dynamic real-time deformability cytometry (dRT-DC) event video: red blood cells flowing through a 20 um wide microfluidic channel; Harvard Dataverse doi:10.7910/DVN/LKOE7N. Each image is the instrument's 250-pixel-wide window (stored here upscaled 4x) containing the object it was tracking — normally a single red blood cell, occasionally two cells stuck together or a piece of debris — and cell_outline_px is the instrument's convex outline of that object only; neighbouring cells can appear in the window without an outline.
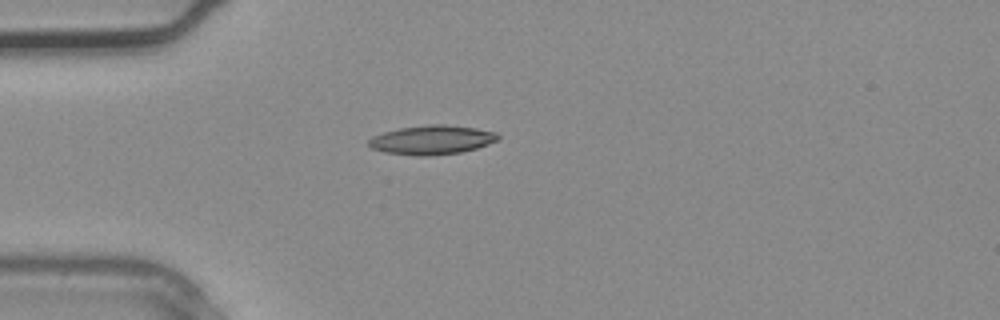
{"species": "common noctule bat (a hibernating species)", "species_latin": "Nyctalus noctula", "temperature_condition": "warm", "stored_images_in_passage": 1, "camera_frame_rate_fps": 3000, "um_per_image_px": 0.085, "animal": {"sex": "male", "body_mass_g": 20.4}, "frame": {"image": 1, "passage_image": 1, "time_ms": 0.0, "image_size_px": [1000, 320], "cell_outline_px": [[500, 140], [476, 148], [460, 152], [428, 156], [416, 156], [384, 152], [372, 148], [368, 144], [368, 140], [372, 136], [384, 132], [400, 128], [428, 124], [444, 124], [476, 128], [496, 132], [500, 136]], "centroid_in_image_um": [36.72, 11.89], "position_along_channel_um": 48.3, "area_um2": 22.02}}